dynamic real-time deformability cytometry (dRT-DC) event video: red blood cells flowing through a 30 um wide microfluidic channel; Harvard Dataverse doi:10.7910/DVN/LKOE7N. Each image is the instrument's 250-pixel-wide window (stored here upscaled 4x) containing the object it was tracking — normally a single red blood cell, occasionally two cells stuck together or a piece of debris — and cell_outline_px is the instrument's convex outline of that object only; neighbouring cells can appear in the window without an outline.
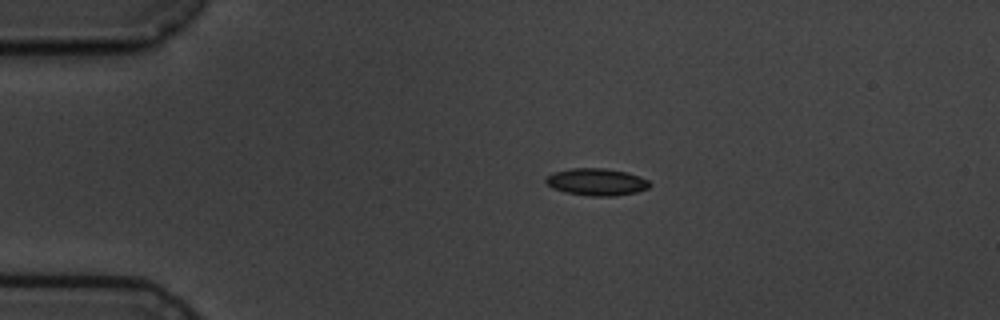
{"species": "common noctule bat (a hibernating species)", "species_latin": "Nyctalus noctula", "temperature_condition": "cold", "stored_images_in_passage": 5, "camera_frame_rate_fps": 3000, "um_per_image_px": 0.085, "animal": {"sex": "male", "body_mass_g": 19.5, "forearm_length_mm": 54.6}, "frame": {"image": 1, "passage_image": 3, "time_ms": 2.333, "image_size_px": [1000, 320], "cell_outline_px": [[652, 184], [648, 188], [636, 192], [616, 196], [592, 196], [564, 192], [552, 188], [544, 180], [552, 172], [572, 168], [604, 168], [628, 172], [640, 176], [648, 180]], "centroid_in_image_um": [50.72, 15.46], "position_along_channel_um": 34.3, "area_um2": 16.53}}
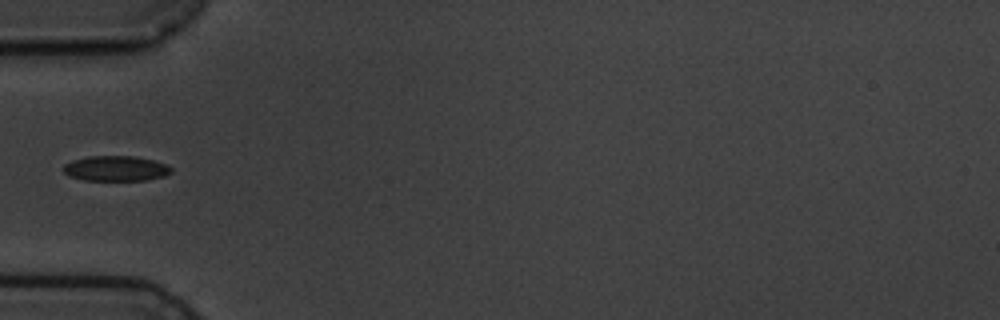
{"frame": {"image": 2, "passage_image": 5, "time_ms": 4.667, "image_size_px": [1000, 320], "cell_outline_px": [[172, 172], [164, 176], [148, 180], [84, 180], [68, 176], [64, 172], [64, 164], [72, 160], [88, 156], [136, 156], [168, 164], [172, 168]], "centroid_in_image_um": [9.86, 14.32], "position_along_channel_um": 75.1, "area_um2": 15.95}}